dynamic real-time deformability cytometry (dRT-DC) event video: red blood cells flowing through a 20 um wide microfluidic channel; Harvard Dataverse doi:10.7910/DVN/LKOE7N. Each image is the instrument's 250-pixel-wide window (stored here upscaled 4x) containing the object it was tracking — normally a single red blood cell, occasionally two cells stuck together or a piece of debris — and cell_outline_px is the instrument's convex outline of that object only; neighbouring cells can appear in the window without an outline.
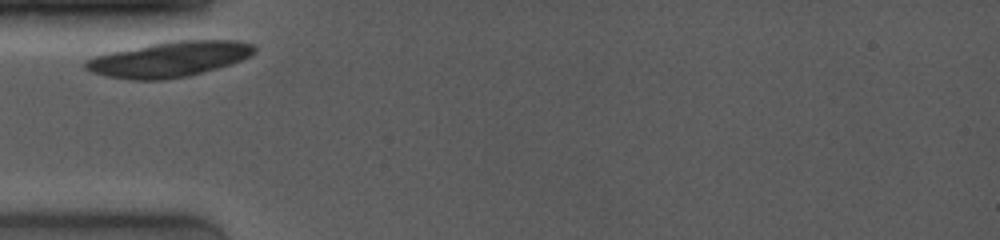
{"species": "common noctule bat (a hibernating species)", "species_latin": "Nyctalus noctula", "temperature_condition": "room temperature", "stored_images_in_passage": 1, "camera_frame_rate_fps": 4000, "um_per_image_px": 0.085, "animal": {"sex": "female", "body_mass_g": 19.0, "forearm_length_mm": 53.3}, "frame": {"image": 1, "passage_image": 1, "time_ms": 0.0, "image_size_px": [1000, 240], "cell_outline_px": [[256, 52], [232, 64], [188, 76], [164, 80], [128, 80], [108, 76], [92, 72], [84, 68], [84, 60], [108, 52], [168, 40], [236, 40], [252, 44], [256, 48]], "centroid_in_image_um": [14.37, 5.03], "position_along_channel_um": 70.6, "area_um2": 35.03}}